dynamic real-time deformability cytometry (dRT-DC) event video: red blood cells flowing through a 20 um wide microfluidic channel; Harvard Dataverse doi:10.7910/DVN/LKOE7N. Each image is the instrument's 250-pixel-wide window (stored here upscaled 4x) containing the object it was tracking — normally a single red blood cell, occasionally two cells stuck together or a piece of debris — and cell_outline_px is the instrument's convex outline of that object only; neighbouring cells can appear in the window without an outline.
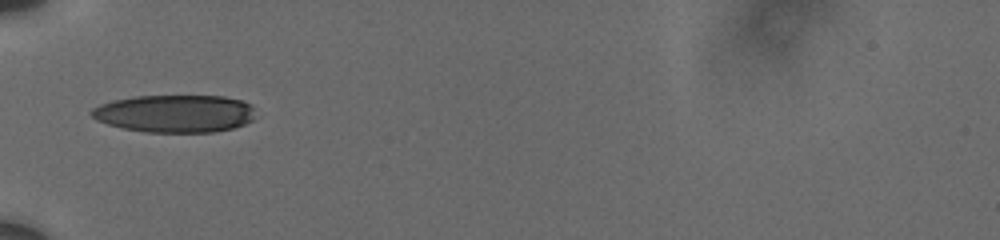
{"species": "human", "species_latin": "Homo sapiens", "temperature_condition": "cold", "stored_images_in_passage": 8, "camera_frame_rate_fps": 3000, "um_per_image_px": 0.085, "donor": {"sex": "male"}, "frame": {"image": 1, "passage_image": 1, "time_ms": 0.0, "image_size_px": [1000, 240], "cell_outline_px": [[252, 120], [244, 124], [232, 128], [212, 132], [144, 132], [124, 128], [108, 124], [96, 120], [88, 112], [92, 108], [100, 104], [116, 100], [136, 96], [224, 96], [240, 100], [248, 104], [252, 108]], "centroid_in_image_um": [14.81, 9.65], "position_along_channel_um": 70.2, "area_um2": 35.66}}
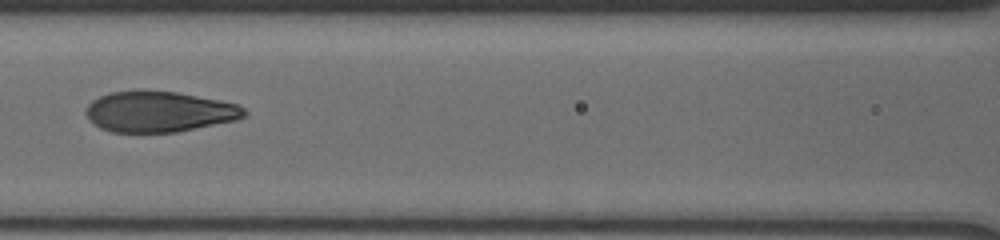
{"frame": {"image": 2, "passage_image": 4, "time_ms": 2.333, "image_size_px": [1000, 240], "cell_outline_px": [[248, 112], [244, 116], [236, 120], [176, 132], [112, 132], [100, 128], [88, 120], [84, 112], [88, 104], [92, 100], [100, 96], [112, 92], [176, 92], [220, 100], [240, 104]], "centroid_in_image_um": [13.53, 9.51], "position_along_channel_um": 153.1, "area_um2": 37.22}}
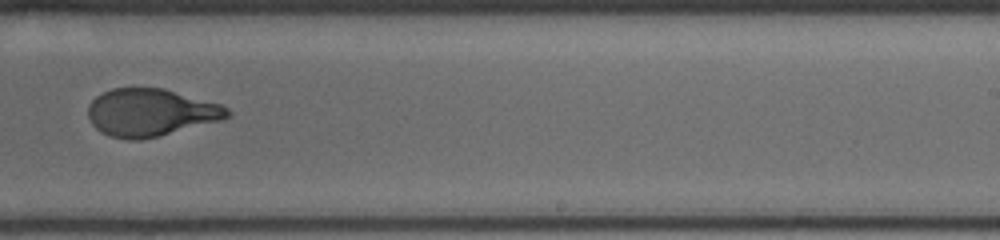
{"frame": {"image": 3, "passage_image": 7, "time_ms": 5.667, "image_size_px": [1000, 240], "cell_outline_px": [[232, 112], [224, 120], [160, 136], [140, 140], [128, 140], [108, 136], [100, 132], [92, 124], [88, 116], [88, 104], [96, 96], [112, 88], [164, 88], [220, 104], [228, 108]], "centroid_in_image_um": [12.81, 9.58], "position_along_channel_um": 276.2, "area_um2": 38.9}}